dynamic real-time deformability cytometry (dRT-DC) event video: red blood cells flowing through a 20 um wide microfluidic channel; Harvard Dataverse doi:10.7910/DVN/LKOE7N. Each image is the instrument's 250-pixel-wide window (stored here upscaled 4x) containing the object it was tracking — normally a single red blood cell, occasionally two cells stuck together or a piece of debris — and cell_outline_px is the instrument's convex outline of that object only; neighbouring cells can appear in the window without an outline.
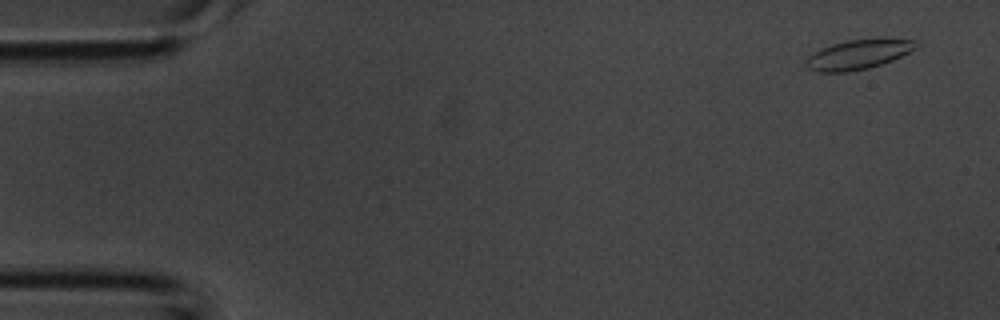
{"species": "common noctule bat (a hibernating species)", "species_latin": "Nyctalus noctula", "temperature_condition": "room temperature", "stored_images_in_passage": 14, "camera_frame_rate_fps": 3000, "um_per_image_px": 0.085, "animal": {"sex": "male", "body_mass_g": 20.1, "forearm_length_mm": 53.5}, "frame": {"image": 1, "passage_image": 3, "time_ms": 0.667, "image_size_px": [1000, 320], "cell_outline_px": [[916, 48], [892, 60], [868, 68], [848, 72], [816, 72], [808, 68], [808, 56], [820, 48], [832, 44], [848, 40], [916, 40]], "centroid_in_image_um": [72.89, 4.65], "position_along_channel_um": 12.1, "area_um2": 18.26}}